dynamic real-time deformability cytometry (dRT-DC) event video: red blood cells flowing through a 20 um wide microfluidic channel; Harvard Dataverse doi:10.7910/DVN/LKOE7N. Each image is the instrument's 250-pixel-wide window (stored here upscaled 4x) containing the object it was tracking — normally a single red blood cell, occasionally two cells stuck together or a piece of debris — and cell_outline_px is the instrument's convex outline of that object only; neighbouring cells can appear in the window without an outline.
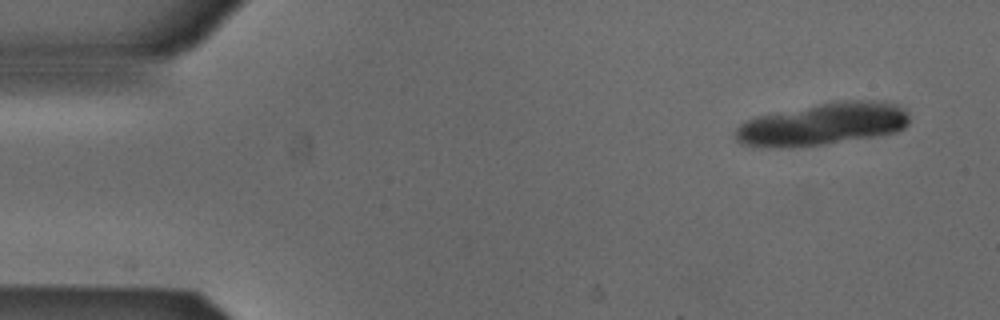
{"species": "Egyptian fruit bat (a non-hibernating species)", "species_latin": "Rousettus aegyptiacus", "temperature_condition": "cold", "stored_images_in_passage": 15, "camera_frame_rate_fps": 3000, "um_per_image_px": 0.085, "animal": {"sex": "male"}, "frame": {"image": 1, "passage_image": 1, "time_ms": 0.0, "image_size_px": [1000, 320], "cell_outline_px": [[908, 124], [904, 128], [896, 132], [876, 136], [824, 144], [792, 148], [760, 148], [740, 144], [736, 140], [736, 128], [744, 120], [756, 116], [820, 104], [848, 100], [884, 100], [896, 104], [904, 108], [908, 112]], "centroid_in_image_um": [69.92, 10.57], "position_along_channel_um": 15.1, "area_um2": 43.23}}